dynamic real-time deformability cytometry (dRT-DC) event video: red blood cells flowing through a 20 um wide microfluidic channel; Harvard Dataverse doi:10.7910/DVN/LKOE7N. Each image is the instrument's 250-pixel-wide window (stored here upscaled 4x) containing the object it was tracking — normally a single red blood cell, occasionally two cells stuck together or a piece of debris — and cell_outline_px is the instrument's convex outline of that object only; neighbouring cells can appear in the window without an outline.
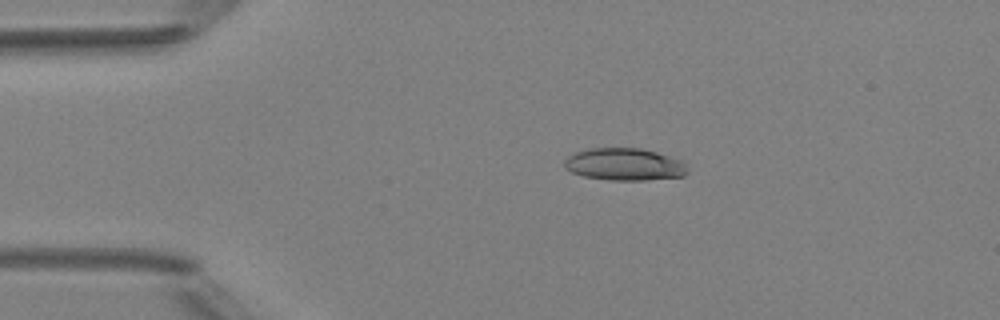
{"species": "Egyptian fruit bat (a non-hibernating species)", "species_latin": "Rousettus aegyptiacus", "temperature_condition": "room temperature", "stored_images_in_passage": 4, "camera_frame_rate_fps": 3000, "um_per_image_px": 0.085, "animal": {"sex": "female"}, "frame": {"image": 1, "passage_image": 3, "time_ms": 3.0, "image_size_px": [1000, 320], "cell_outline_px": [[688, 172], [684, 176], [644, 180], [608, 180], [584, 176], [572, 172], [564, 168], [564, 160], [568, 156], [576, 152], [592, 148], [640, 148], [656, 152], [680, 160], [688, 168]], "centroid_in_image_um": [53.06, 13.97], "position_along_channel_um": 31.9, "area_um2": 23.06}}